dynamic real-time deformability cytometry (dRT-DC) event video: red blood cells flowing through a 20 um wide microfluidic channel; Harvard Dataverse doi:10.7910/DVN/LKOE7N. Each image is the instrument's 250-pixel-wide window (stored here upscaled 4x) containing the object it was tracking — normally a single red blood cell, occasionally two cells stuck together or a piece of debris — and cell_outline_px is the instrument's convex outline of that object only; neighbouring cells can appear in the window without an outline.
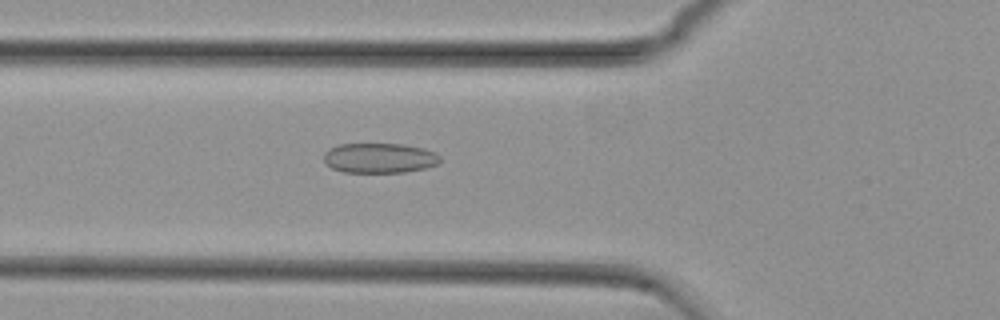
{"species": "common noctule bat (a hibernating species)", "species_latin": "Nyctalus noctula", "temperature_condition": "cold", "stored_images_in_passage": 38, "camera_frame_rate_fps": 3000, "um_per_image_px": 0.085, "animal": {"sex": "female", "body_mass_g": 29.2, "forearm_length_mm": 56.3}, "frame": {"image": 1, "passage_image": 3, "time_ms": 0.667, "image_size_px": [1000, 320], "cell_outline_px": [[440, 160], [436, 164], [424, 168], [404, 172], [344, 172], [332, 168], [324, 160], [324, 152], [328, 148], [340, 144], [404, 144], [424, 148], [436, 152], [440, 156]], "centroid_in_image_um": [32.25, 13.42], "position_along_channel_um": 93.5, "area_um2": 20.29}}
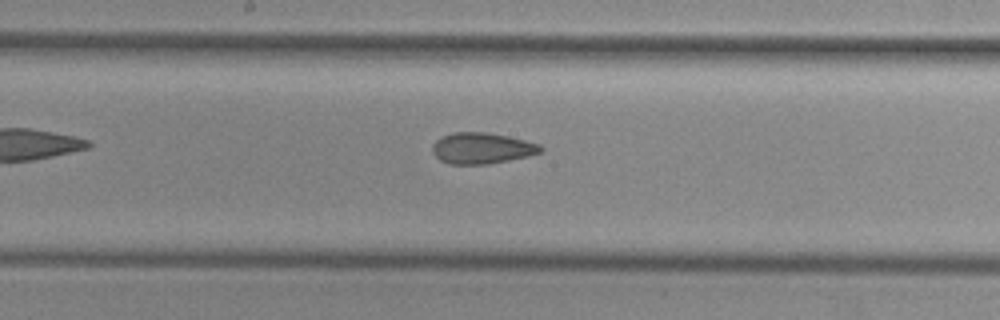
{"frame": {"image": 2, "passage_image": 12, "time_ms": 3.667, "image_size_px": [1000, 320], "cell_outline_px": [[544, 148], [540, 152], [528, 156], [488, 164], [448, 164], [440, 160], [432, 152], [432, 144], [440, 136], [452, 132], [488, 132], [508, 136], [540, 144]], "centroid_in_image_um": [40.93, 12.59], "position_along_channel_um": 207.3, "area_um2": 19.71}}
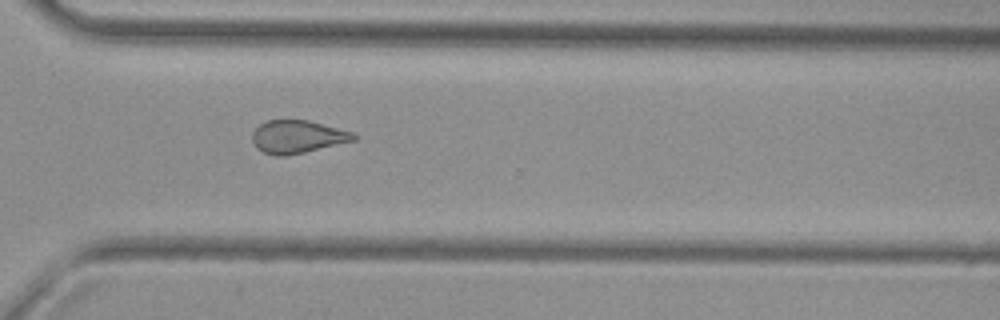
{"frame": {"image": 3, "passage_image": 23, "time_ms": 7.333, "image_size_px": [1000, 320], "cell_outline_px": [[360, 136], [356, 140], [304, 152], [284, 156], [276, 156], [264, 152], [256, 148], [252, 140], [252, 132], [260, 124], [268, 120], [308, 120], [352, 132]], "centroid_in_image_um": [25.28, 11.62], "position_along_channel_um": 345.3, "area_um2": 19.36}}